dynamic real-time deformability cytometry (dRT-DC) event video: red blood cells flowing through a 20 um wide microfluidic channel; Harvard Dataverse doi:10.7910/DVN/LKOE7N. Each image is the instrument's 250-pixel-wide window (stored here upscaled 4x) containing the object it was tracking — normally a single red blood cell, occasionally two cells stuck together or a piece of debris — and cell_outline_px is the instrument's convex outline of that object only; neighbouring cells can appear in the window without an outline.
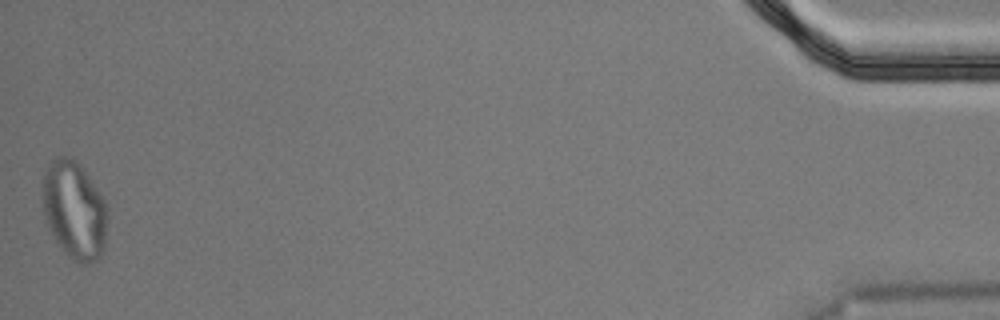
{"species": "Egyptian fruit bat (a non-hibernating species)", "species_latin": "Rousettus aegyptiacus", "temperature_condition": "cold", "stored_images_in_passage": 41, "segment_of_instrument_passage": [2, 2], "camera_frame_rate_fps": 3000, "um_per_image_px": 0.085, "animal": {"sex": "male"}, "frame": {"image": 1, "passage_image": 41, "time_ms": 13.333, "image_size_px": [1000, 320], "cell_outline_px": [[108, 216], [104, 248], [100, 256], [96, 260], [88, 264], [80, 264], [72, 260], [64, 252], [56, 240], [44, 216], [40, 184], [48, 164], [56, 156], [72, 156], [84, 168], [104, 196], [108, 204]], "centroid_in_image_um": [6.33, 17.81], "position_along_channel_um": 428.9, "area_um2": 38.09}}